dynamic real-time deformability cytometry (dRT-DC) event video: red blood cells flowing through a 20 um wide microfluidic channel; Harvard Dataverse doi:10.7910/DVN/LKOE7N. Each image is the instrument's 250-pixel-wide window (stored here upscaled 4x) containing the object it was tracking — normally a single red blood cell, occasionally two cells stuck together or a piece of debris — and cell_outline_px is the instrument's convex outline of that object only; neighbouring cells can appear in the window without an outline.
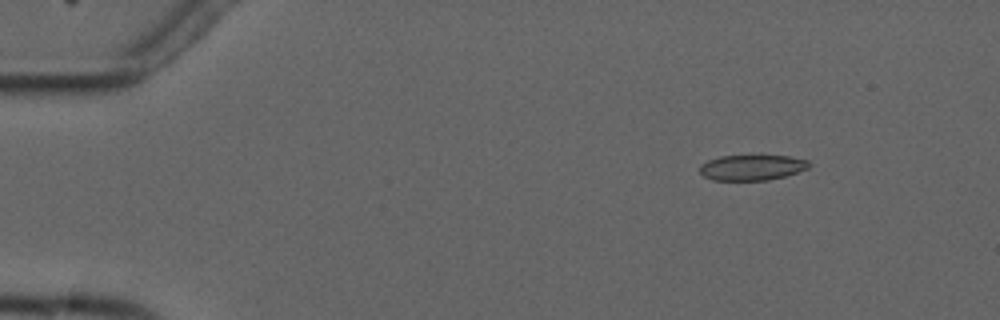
{"species": "common noctule bat (a hibernating species)", "species_latin": "Nyctalus noctula", "temperature_condition": "cold", "stored_images_in_passage": 4, "camera_frame_rate_fps": 3000, "um_per_image_px": 0.085, "animal": {"sex": "male", "forearm_length_mm": 52.5}, "frame": {"image": 1, "passage_image": 2, "time_ms": 1.333, "image_size_px": [1000, 320], "cell_outline_px": [[812, 164], [808, 168], [784, 176], [768, 180], [712, 180], [704, 176], [700, 172], [700, 164], [708, 160], [720, 156], [788, 156], [808, 160]], "centroid_in_image_um": [63.91, 14.24], "position_along_channel_um": 21.1, "area_um2": 16.13}}